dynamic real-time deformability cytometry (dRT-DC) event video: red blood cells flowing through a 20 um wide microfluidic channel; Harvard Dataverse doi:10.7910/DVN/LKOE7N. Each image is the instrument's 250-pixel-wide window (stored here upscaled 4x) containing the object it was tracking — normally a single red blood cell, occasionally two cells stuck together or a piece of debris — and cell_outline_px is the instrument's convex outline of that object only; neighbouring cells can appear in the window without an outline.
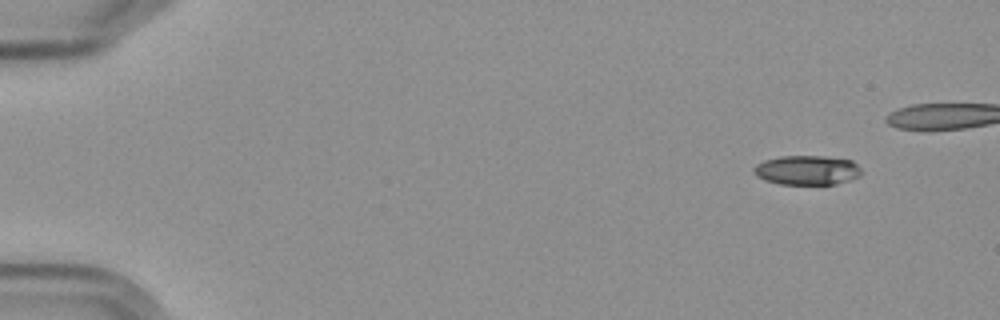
{"species": "Egyptian fruit bat (a non-hibernating species)", "species_latin": "Rousettus aegyptiacus", "temperature_condition": "cold", "stored_images_in_passage": 8, "camera_frame_rate_fps": 3000, "um_per_image_px": 0.085, "frame": {"image": 1, "passage_image": 1, "time_ms": 0.0, "image_size_px": [1000, 320], "cell_outline_px": [[860, 176], [836, 184], [780, 184], [764, 180], [756, 176], [752, 172], [752, 168], [756, 164], [764, 160], [780, 156], [820, 156], [852, 160], [860, 168]], "centroid_in_image_um": [68.55, 14.46], "position_along_channel_um": 16.5, "area_um2": 18.5}}